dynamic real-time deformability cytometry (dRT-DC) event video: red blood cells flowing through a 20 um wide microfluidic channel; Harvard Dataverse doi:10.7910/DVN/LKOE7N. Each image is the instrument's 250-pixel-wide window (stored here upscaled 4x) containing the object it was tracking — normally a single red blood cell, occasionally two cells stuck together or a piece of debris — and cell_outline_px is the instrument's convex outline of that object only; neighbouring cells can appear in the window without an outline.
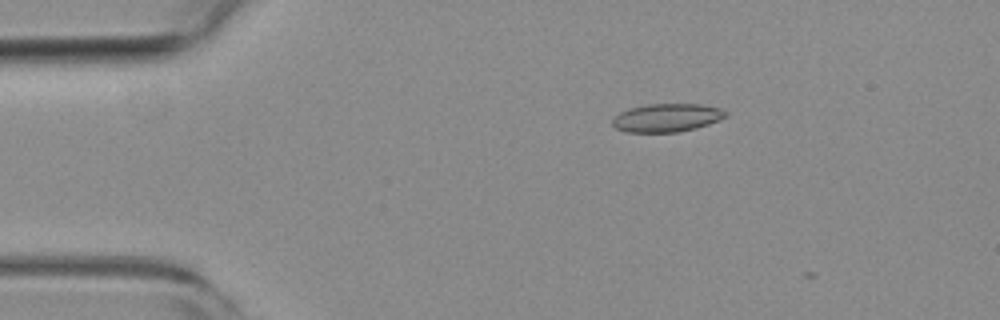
{"species": "common noctule bat (a hibernating species)", "species_latin": "Nyctalus noctula", "temperature_condition": "room temperature", "stored_images_in_passage": 8, "camera_frame_rate_fps": 3000, "um_per_image_px": 0.085, "animal": {"sex": "female", "body_mass_g": 19.3, "forearm_length_mm": 54.1}, "frame": {"image": 1, "passage_image": 6, "time_ms": 1.667, "image_size_px": [1000, 320], "cell_outline_px": [[728, 116], [720, 120], [696, 128], [676, 132], [628, 132], [616, 128], [612, 124], [612, 120], [620, 112], [628, 108], [648, 104], [700, 104], [720, 108], [728, 112]], "centroid_in_image_um": [56.7, 10.0], "position_along_channel_um": 28.3, "area_um2": 18.67}}